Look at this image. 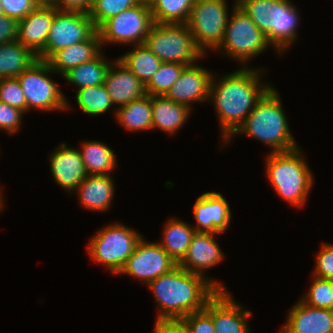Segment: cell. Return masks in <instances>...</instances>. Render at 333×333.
<instances>
[{"instance_id": "cell-1", "label": "cell", "mask_w": 333, "mask_h": 333, "mask_svg": "<svg viewBox=\"0 0 333 333\" xmlns=\"http://www.w3.org/2000/svg\"><path fill=\"white\" fill-rule=\"evenodd\" d=\"M260 69L241 67L222 78L213 74L209 101L215 104L223 143L245 122L256 103L272 87L269 83H261Z\"/></svg>"}, {"instance_id": "cell-2", "label": "cell", "mask_w": 333, "mask_h": 333, "mask_svg": "<svg viewBox=\"0 0 333 333\" xmlns=\"http://www.w3.org/2000/svg\"><path fill=\"white\" fill-rule=\"evenodd\" d=\"M158 309L156 321H175L205 309L219 291L207 278L176 266L148 285Z\"/></svg>"}, {"instance_id": "cell-3", "label": "cell", "mask_w": 333, "mask_h": 333, "mask_svg": "<svg viewBox=\"0 0 333 333\" xmlns=\"http://www.w3.org/2000/svg\"><path fill=\"white\" fill-rule=\"evenodd\" d=\"M276 88L272 86L256 103L245 122L224 143L229 144L232 137L239 135L251 136L268 145L270 152L291 151L299 147L293 134Z\"/></svg>"}, {"instance_id": "cell-4", "label": "cell", "mask_w": 333, "mask_h": 333, "mask_svg": "<svg viewBox=\"0 0 333 333\" xmlns=\"http://www.w3.org/2000/svg\"><path fill=\"white\" fill-rule=\"evenodd\" d=\"M300 146L291 151L270 152L266 156V177L279 197L297 208L305 206L313 187V174Z\"/></svg>"}, {"instance_id": "cell-5", "label": "cell", "mask_w": 333, "mask_h": 333, "mask_svg": "<svg viewBox=\"0 0 333 333\" xmlns=\"http://www.w3.org/2000/svg\"><path fill=\"white\" fill-rule=\"evenodd\" d=\"M292 4L291 0H237V5L266 35L273 49L282 55L298 37L300 17Z\"/></svg>"}, {"instance_id": "cell-6", "label": "cell", "mask_w": 333, "mask_h": 333, "mask_svg": "<svg viewBox=\"0 0 333 333\" xmlns=\"http://www.w3.org/2000/svg\"><path fill=\"white\" fill-rule=\"evenodd\" d=\"M234 1L224 39L216 51L219 50L220 54L225 53V56L239 61L243 67H248L250 59L261 55L272 45L268 42L266 35L237 5V0Z\"/></svg>"}, {"instance_id": "cell-7", "label": "cell", "mask_w": 333, "mask_h": 333, "mask_svg": "<svg viewBox=\"0 0 333 333\" xmlns=\"http://www.w3.org/2000/svg\"><path fill=\"white\" fill-rule=\"evenodd\" d=\"M144 44L162 62L190 66L205 57L197 47L187 24L154 23Z\"/></svg>"}, {"instance_id": "cell-8", "label": "cell", "mask_w": 333, "mask_h": 333, "mask_svg": "<svg viewBox=\"0 0 333 333\" xmlns=\"http://www.w3.org/2000/svg\"><path fill=\"white\" fill-rule=\"evenodd\" d=\"M142 236L122 223H111L92 236L87 247L89 256L117 275Z\"/></svg>"}, {"instance_id": "cell-9", "label": "cell", "mask_w": 333, "mask_h": 333, "mask_svg": "<svg viewBox=\"0 0 333 333\" xmlns=\"http://www.w3.org/2000/svg\"><path fill=\"white\" fill-rule=\"evenodd\" d=\"M48 74L51 76L57 73L50 68L46 60L38 59L17 76L27 101V112L31 111L30 109L65 111L71 106L58 84L49 78Z\"/></svg>"}, {"instance_id": "cell-10", "label": "cell", "mask_w": 333, "mask_h": 333, "mask_svg": "<svg viewBox=\"0 0 333 333\" xmlns=\"http://www.w3.org/2000/svg\"><path fill=\"white\" fill-rule=\"evenodd\" d=\"M226 0H196L187 21L197 47L204 53L217 50L221 45L228 23ZM229 15V16H228Z\"/></svg>"}, {"instance_id": "cell-11", "label": "cell", "mask_w": 333, "mask_h": 333, "mask_svg": "<svg viewBox=\"0 0 333 333\" xmlns=\"http://www.w3.org/2000/svg\"><path fill=\"white\" fill-rule=\"evenodd\" d=\"M153 24L151 7L139 3L109 18L97 31L103 46L105 43L133 46L144 44Z\"/></svg>"}, {"instance_id": "cell-12", "label": "cell", "mask_w": 333, "mask_h": 333, "mask_svg": "<svg viewBox=\"0 0 333 333\" xmlns=\"http://www.w3.org/2000/svg\"><path fill=\"white\" fill-rule=\"evenodd\" d=\"M96 31L88 13L62 11L55 7V16L46 45L37 55L38 59L47 61L55 52L88 40Z\"/></svg>"}, {"instance_id": "cell-13", "label": "cell", "mask_w": 333, "mask_h": 333, "mask_svg": "<svg viewBox=\"0 0 333 333\" xmlns=\"http://www.w3.org/2000/svg\"><path fill=\"white\" fill-rule=\"evenodd\" d=\"M176 266L177 263L159 243L147 242L142 236L119 274L135 277L148 285L159 276L169 273Z\"/></svg>"}, {"instance_id": "cell-14", "label": "cell", "mask_w": 333, "mask_h": 333, "mask_svg": "<svg viewBox=\"0 0 333 333\" xmlns=\"http://www.w3.org/2000/svg\"><path fill=\"white\" fill-rule=\"evenodd\" d=\"M216 233L196 232L183 259L177 264L181 268L207 278L218 290H226L220 282L205 275L206 269L220 264L224 253L215 240Z\"/></svg>"}, {"instance_id": "cell-15", "label": "cell", "mask_w": 333, "mask_h": 333, "mask_svg": "<svg viewBox=\"0 0 333 333\" xmlns=\"http://www.w3.org/2000/svg\"><path fill=\"white\" fill-rule=\"evenodd\" d=\"M228 290H219L206 304L215 333H252L248 326L251 311L243 310Z\"/></svg>"}, {"instance_id": "cell-16", "label": "cell", "mask_w": 333, "mask_h": 333, "mask_svg": "<svg viewBox=\"0 0 333 333\" xmlns=\"http://www.w3.org/2000/svg\"><path fill=\"white\" fill-rule=\"evenodd\" d=\"M212 76L213 72L196 63L186 66L165 97L192 109L195 102L209 101Z\"/></svg>"}, {"instance_id": "cell-17", "label": "cell", "mask_w": 333, "mask_h": 333, "mask_svg": "<svg viewBox=\"0 0 333 333\" xmlns=\"http://www.w3.org/2000/svg\"><path fill=\"white\" fill-rule=\"evenodd\" d=\"M196 232L221 234L229 227L231 209L228 200L219 192H205L194 203Z\"/></svg>"}, {"instance_id": "cell-18", "label": "cell", "mask_w": 333, "mask_h": 333, "mask_svg": "<svg viewBox=\"0 0 333 333\" xmlns=\"http://www.w3.org/2000/svg\"><path fill=\"white\" fill-rule=\"evenodd\" d=\"M61 143L50 154V170L56 184L73 192L88 176L79 149Z\"/></svg>"}, {"instance_id": "cell-19", "label": "cell", "mask_w": 333, "mask_h": 333, "mask_svg": "<svg viewBox=\"0 0 333 333\" xmlns=\"http://www.w3.org/2000/svg\"><path fill=\"white\" fill-rule=\"evenodd\" d=\"M280 333H333V310L306 305L299 300L289 310Z\"/></svg>"}, {"instance_id": "cell-20", "label": "cell", "mask_w": 333, "mask_h": 333, "mask_svg": "<svg viewBox=\"0 0 333 333\" xmlns=\"http://www.w3.org/2000/svg\"><path fill=\"white\" fill-rule=\"evenodd\" d=\"M104 85L118 107L145 96V85L118 58L108 68Z\"/></svg>"}, {"instance_id": "cell-21", "label": "cell", "mask_w": 333, "mask_h": 333, "mask_svg": "<svg viewBox=\"0 0 333 333\" xmlns=\"http://www.w3.org/2000/svg\"><path fill=\"white\" fill-rule=\"evenodd\" d=\"M55 16V6L38 5L19 21L17 41L38 55L46 45Z\"/></svg>"}, {"instance_id": "cell-22", "label": "cell", "mask_w": 333, "mask_h": 333, "mask_svg": "<svg viewBox=\"0 0 333 333\" xmlns=\"http://www.w3.org/2000/svg\"><path fill=\"white\" fill-rule=\"evenodd\" d=\"M102 47L100 35L96 31L88 40L55 52L47 62L54 72L63 76L71 68L96 58L102 52Z\"/></svg>"}, {"instance_id": "cell-23", "label": "cell", "mask_w": 333, "mask_h": 333, "mask_svg": "<svg viewBox=\"0 0 333 333\" xmlns=\"http://www.w3.org/2000/svg\"><path fill=\"white\" fill-rule=\"evenodd\" d=\"M74 192L78 195L82 208L106 212L112 207L114 179L111 175H88Z\"/></svg>"}, {"instance_id": "cell-24", "label": "cell", "mask_w": 333, "mask_h": 333, "mask_svg": "<svg viewBox=\"0 0 333 333\" xmlns=\"http://www.w3.org/2000/svg\"><path fill=\"white\" fill-rule=\"evenodd\" d=\"M188 106L176 103L165 96H152V129L175 134L192 113Z\"/></svg>"}, {"instance_id": "cell-25", "label": "cell", "mask_w": 333, "mask_h": 333, "mask_svg": "<svg viewBox=\"0 0 333 333\" xmlns=\"http://www.w3.org/2000/svg\"><path fill=\"white\" fill-rule=\"evenodd\" d=\"M196 230L190 224L175 217L165 222L163 237L158 242L178 264L185 256Z\"/></svg>"}, {"instance_id": "cell-26", "label": "cell", "mask_w": 333, "mask_h": 333, "mask_svg": "<svg viewBox=\"0 0 333 333\" xmlns=\"http://www.w3.org/2000/svg\"><path fill=\"white\" fill-rule=\"evenodd\" d=\"M38 60V56L19 41L0 45V79L17 77Z\"/></svg>"}, {"instance_id": "cell-27", "label": "cell", "mask_w": 333, "mask_h": 333, "mask_svg": "<svg viewBox=\"0 0 333 333\" xmlns=\"http://www.w3.org/2000/svg\"><path fill=\"white\" fill-rule=\"evenodd\" d=\"M114 115L124 129L130 131L152 130V96L146 94L142 98L117 107Z\"/></svg>"}, {"instance_id": "cell-28", "label": "cell", "mask_w": 333, "mask_h": 333, "mask_svg": "<svg viewBox=\"0 0 333 333\" xmlns=\"http://www.w3.org/2000/svg\"><path fill=\"white\" fill-rule=\"evenodd\" d=\"M81 143L79 151L88 175H111L118 165L114 151L101 141Z\"/></svg>"}, {"instance_id": "cell-29", "label": "cell", "mask_w": 333, "mask_h": 333, "mask_svg": "<svg viewBox=\"0 0 333 333\" xmlns=\"http://www.w3.org/2000/svg\"><path fill=\"white\" fill-rule=\"evenodd\" d=\"M104 58V54L101 52L93 60L71 68L62 77L75 85L77 90L103 85L108 68L112 63L111 60Z\"/></svg>"}, {"instance_id": "cell-30", "label": "cell", "mask_w": 333, "mask_h": 333, "mask_svg": "<svg viewBox=\"0 0 333 333\" xmlns=\"http://www.w3.org/2000/svg\"><path fill=\"white\" fill-rule=\"evenodd\" d=\"M132 50L117 57L146 85L160 68L162 61L145 44L133 45Z\"/></svg>"}, {"instance_id": "cell-31", "label": "cell", "mask_w": 333, "mask_h": 333, "mask_svg": "<svg viewBox=\"0 0 333 333\" xmlns=\"http://www.w3.org/2000/svg\"><path fill=\"white\" fill-rule=\"evenodd\" d=\"M196 0H157L151 7L154 23L186 24Z\"/></svg>"}, {"instance_id": "cell-32", "label": "cell", "mask_w": 333, "mask_h": 333, "mask_svg": "<svg viewBox=\"0 0 333 333\" xmlns=\"http://www.w3.org/2000/svg\"><path fill=\"white\" fill-rule=\"evenodd\" d=\"M76 102L82 112L91 116L110 111L114 105L104 84L78 89Z\"/></svg>"}, {"instance_id": "cell-33", "label": "cell", "mask_w": 333, "mask_h": 333, "mask_svg": "<svg viewBox=\"0 0 333 333\" xmlns=\"http://www.w3.org/2000/svg\"><path fill=\"white\" fill-rule=\"evenodd\" d=\"M186 65L172 62H162L160 68L145 85L149 96H165L174 82L179 79Z\"/></svg>"}, {"instance_id": "cell-34", "label": "cell", "mask_w": 333, "mask_h": 333, "mask_svg": "<svg viewBox=\"0 0 333 333\" xmlns=\"http://www.w3.org/2000/svg\"><path fill=\"white\" fill-rule=\"evenodd\" d=\"M137 4H139V0H92L88 14L94 27L98 29L109 18Z\"/></svg>"}, {"instance_id": "cell-35", "label": "cell", "mask_w": 333, "mask_h": 333, "mask_svg": "<svg viewBox=\"0 0 333 333\" xmlns=\"http://www.w3.org/2000/svg\"><path fill=\"white\" fill-rule=\"evenodd\" d=\"M312 276L313 282L300 300L308 306L333 310V280Z\"/></svg>"}, {"instance_id": "cell-36", "label": "cell", "mask_w": 333, "mask_h": 333, "mask_svg": "<svg viewBox=\"0 0 333 333\" xmlns=\"http://www.w3.org/2000/svg\"><path fill=\"white\" fill-rule=\"evenodd\" d=\"M0 101L27 112V101L17 77L0 79Z\"/></svg>"}, {"instance_id": "cell-37", "label": "cell", "mask_w": 333, "mask_h": 333, "mask_svg": "<svg viewBox=\"0 0 333 333\" xmlns=\"http://www.w3.org/2000/svg\"><path fill=\"white\" fill-rule=\"evenodd\" d=\"M316 254L313 275L323 279L333 280V244L323 243Z\"/></svg>"}, {"instance_id": "cell-38", "label": "cell", "mask_w": 333, "mask_h": 333, "mask_svg": "<svg viewBox=\"0 0 333 333\" xmlns=\"http://www.w3.org/2000/svg\"><path fill=\"white\" fill-rule=\"evenodd\" d=\"M23 115L20 109L0 101V130L14 135L21 127Z\"/></svg>"}, {"instance_id": "cell-39", "label": "cell", "mask_w": 333, "mask_h": 333, "mask_svg": "<svg viewBox=\"0 0 333 333\" xmlns=\"http://www.w3.org/2000/svg\"><path fill=\"white\" fill-rule=\"evenodd\" d=\"M180 321L189 333H215L212 316L205 309L189 314Z\"/></svg>"}, {"instance_id": "cell-40", "label": "cell", "mask_w": 333, "mask_h": 333, "mask_svg": "<svg viewBox=\"0 0 333 333\" xmlns=\"http://www.w3.org/2000/svg\"><path fill=\"white\" fill-rule=\"evenodd\" d=\"M1 3L4 15L18 21L25 18L38 6L36 0H1Z\"/></svg>"}, {"instance_id": "cell-41", "label": "cell", "mask_w": 333, "mask_h": 333, "mask_svg": "<svg viewBox=\"0 0 333 333\" xmlns=\"http://www.w3.org/2000/svg\"><path fill=\"white\" fill-rule=\"evenodd\" d=\"M19 21L0 15V45L17 40Z\"/></svg>"}, {"instance_id": "cell-42", "label": "cell", "mask_w": 333, "mask_h": 333, "mask_svg": "<svg viewBox=\"0 0 333 333\" xmlns=\"http://www.w3.org/2000/svg\"><path fill=\"white\" fill-rule=\"evenodd\" d=\"M92 6V0H59L55 6L62 11H77L89 13Z\"/></svg>"}, {"instance_id": "cell-43", "label": "cell", "mask_w": 333, "mask_h": 333, "mask_svg": "<svg viewBox=\"0 0 333 333\" xmlns=\"http://www.w3.org/2000/svg\"><path fill=\"white\" fill-rule=\"evenodd\" d=\"M153 333H189L186 326L180 321H157Z\"/></svg>"}, {"instance_id": "cell-44", "label": "cell", "mask_w": 333, "mask_h": 333, "mask_svg": "<svg viewBox=\"0 0 333 333\" xmlns=\"http://www.w3.org/2000/svg\"><path fill=\"white\" fill-rule=\"evenodd\" d=\"M38 5L45 6H56L59 3V0H36Z\"/></svg>"}, {"instance_id": "cell-45", "label": "cell", "mask_w": 333, "mask_h": 333, "mask_svg": "<svg viewBox=\"0 0 333 333\" xmlns=\"http://www.w3.org/2000/svg\"><path fill=\"white\" fill-rule=\"evenodd\" d=\"M156 1L157 0H139V3H141L145 6H148V7H152Z\"/></svg>"}, {"instance_id": "cell-46", "label": "cell", "mask_w": 333, "mask_h": 333, "mask_svg": "<svg viewBox=\"0 0 333 333\" xmlns=\"http://www.w3.org/2000/svg\"><path fill=\"white\" fill-rule=\"evenodd\" d=\"M2 195H3V192H0V212L3 211V208H4L3 206H5L3 204L4 200L2 199L3 198Z\"/></svg>"}, {"instance_id": "cell-47", "label": "cell", "mask_w": 333, "mask_h": 333, "mask_svg": "<svg viewBox=\"0 0 333 333\" xmlns=\"http://www.w3.org/2000/svg\"><path fill=\"white\" fill-rule=\"evenodd\" d=\"M4 12H3V8H2V3H1V0H0V15H3Z\"/></svg>"}]
</instances>
